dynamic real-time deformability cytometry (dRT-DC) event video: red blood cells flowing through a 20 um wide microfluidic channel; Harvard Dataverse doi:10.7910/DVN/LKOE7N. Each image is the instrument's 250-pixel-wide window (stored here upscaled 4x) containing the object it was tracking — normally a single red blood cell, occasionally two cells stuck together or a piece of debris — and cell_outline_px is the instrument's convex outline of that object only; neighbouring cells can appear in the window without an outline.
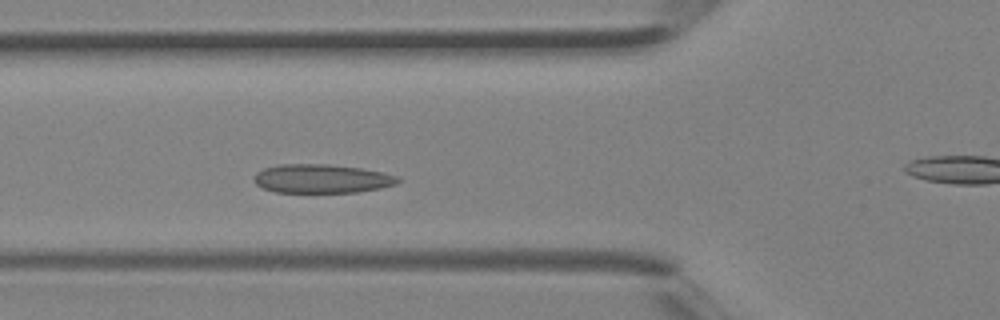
{"species": "Egyptian fruit bat (a non-hibernating species)", "species_latin": "Rousettus aegyptiacus", "temperature_condition": "room temperature", "stored_images_in_passage": 35, "camera_frame_rate_fps": 3000, "um_per_image_px": 0.085, "animal": {"sex": "female"}, "frame": {"image": 1, "passage_image": 9, "time_ms": 2.667, "image_size_px": [1000, 320], "cell_outline_px": [[400, 180], [396, 184], [380, 188], [356, 192], [276, 192], [264, 188], [256, 184], [252, 180], [256, 172], [264, 168], [280, 164], [328, 164], [360, 168], [380, 172], [396, 176]], "centroid_in_image_um": [27.3, 15.18], "position_along_channel_um": 98.5, "area_um2": 23.99}}
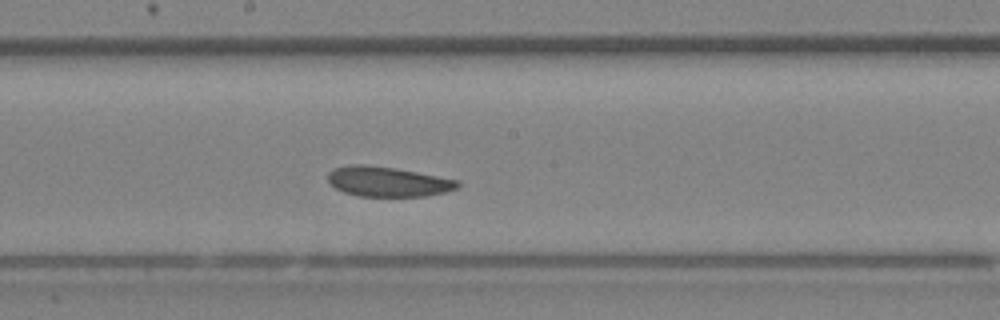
{"frame": {"image": 2, "passage_image": 16, "time_ms": 5.0, "image_size_px": [1000, 320], "cell_outline_px": [[460, 184], [456, 188], [444, 192], [428, 196], [360, 196], [344, 192], [336, 188], [328, 180], [328, 172], [332, 168], [348, 164], [364, 164], [396, 168], [460, 180]], "centroid_in_image_um": [32.95, 15.42], "position_along_channel_um": 215.3, "area_um2": 22.72}}
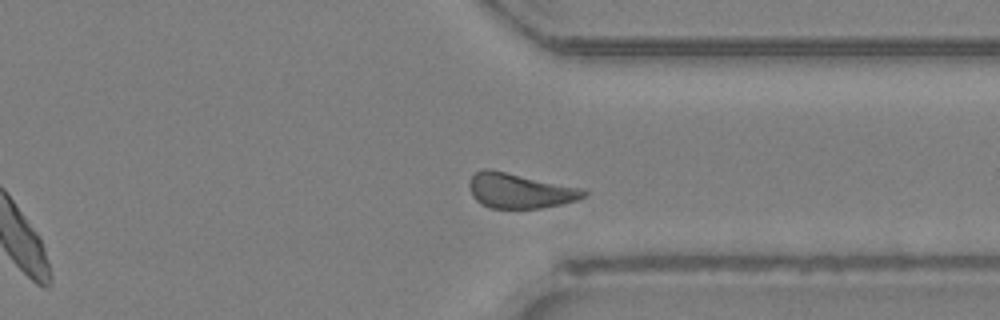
{"frame": {"image": 3, "passage_image": 25, "time_ms": 8.0, "image_size_px": [1000, 320], "cell_outline_px": [[588, 192], [584, 196], [576, 200], [560, 204], [540, 208], [488, 208], [480, 204], [472, 196], [468, 184], [472, 176], [476, 172], [484, 168], [488, 168], [584, 188]], "centroid_in_image_um": [44.16, 16.21], "position_along_channel_um": 367.2, "area_um2": 23.41}}